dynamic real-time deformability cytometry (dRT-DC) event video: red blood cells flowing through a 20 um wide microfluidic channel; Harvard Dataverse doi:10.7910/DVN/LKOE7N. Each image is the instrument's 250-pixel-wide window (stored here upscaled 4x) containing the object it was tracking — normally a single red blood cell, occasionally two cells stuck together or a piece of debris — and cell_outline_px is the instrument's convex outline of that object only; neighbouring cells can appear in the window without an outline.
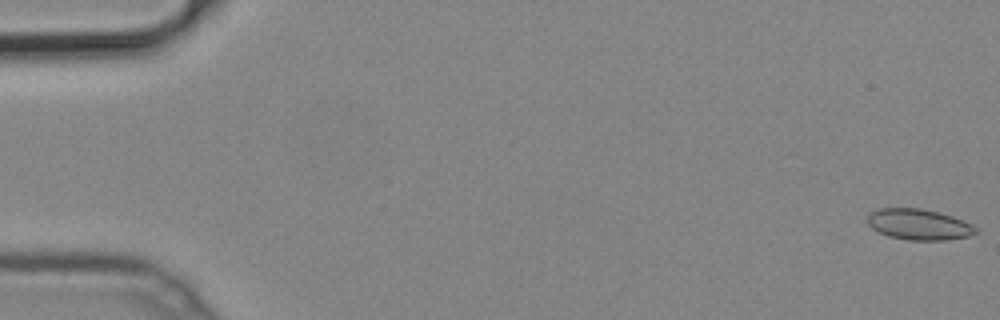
{"species": "common noctule bat (a hibernating species)", "species_latin": "Nyctalus noctula", "temperature_condition": "cold", "stored_images_in_passage": 51, "camera_frame_rate_fps": 3000, "um_per_image_px": 0.085, "animal": {"sex": "male", "body_mass_g": 19.2, "forearm_length_mm": 51.8}, "frame": {"image": 1, "passage_image": 1, "time_ms": 0.0, "image_size_px": [1000, 320], "cell_outline_px": [[980, 232], [968, 236], [948, 240], [908, 240], [888, 236], [872, 228], [868, 224], [868, 216], [872, 212], [880, 208], [920, 208], [940, 212], [952, 216], [972, 224], [980, 228]], "centroid_in_image_um": [78.17, 19.08], "position_along_channel_um": 6.8, "area_um2": 19.59}}
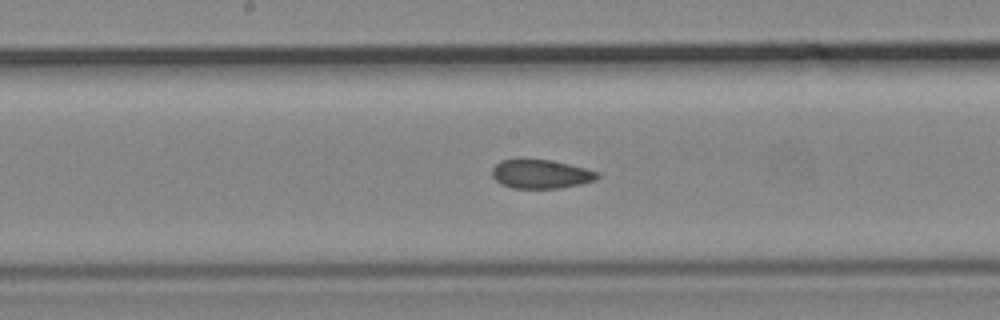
{"frame": {"image": 2, "passage_image": 27, "time_ms": 8.667, "image_size_px": [1000, 320], "cell_outline_px": [[600, 176], [596, 180], [580, 184], [560, 188], [512, 188], [500, 184], [492, 176], [492, 168], [500, 160], [552, 160], [600, 172]], "centroid_in_image_um": [45.98, 14.8], "position_along_channel_um": 202.2, "area_um2": 17.63}}
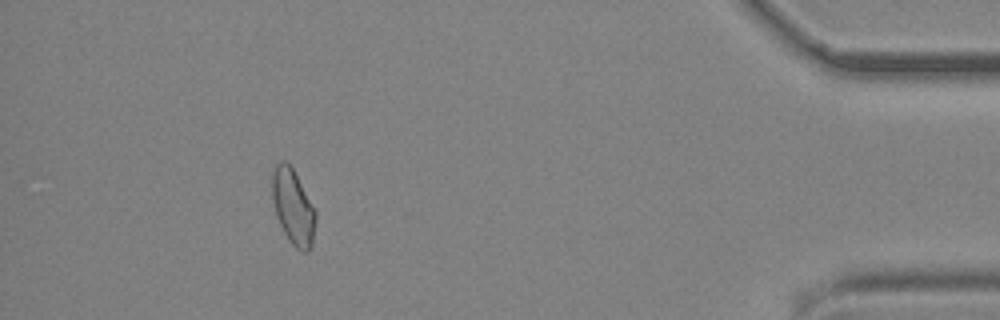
{"frame": {"image": 3, "passage_image": 47, "time_ms": 15.333, "image_size_px": [1000, 320], "cell_outline_px": [[316, 220], [312, 248], [308, 252], [300, 252], [288, 240], [280, 224], [272, 200], [272, 172], [276, 164], [280, 160], [284, 160], [292, 168], [316, 212]], "centroid_in_image_um": [24.92, 17.63], "position_along_channel_um": 410.3, "area_um2": 18.96}}